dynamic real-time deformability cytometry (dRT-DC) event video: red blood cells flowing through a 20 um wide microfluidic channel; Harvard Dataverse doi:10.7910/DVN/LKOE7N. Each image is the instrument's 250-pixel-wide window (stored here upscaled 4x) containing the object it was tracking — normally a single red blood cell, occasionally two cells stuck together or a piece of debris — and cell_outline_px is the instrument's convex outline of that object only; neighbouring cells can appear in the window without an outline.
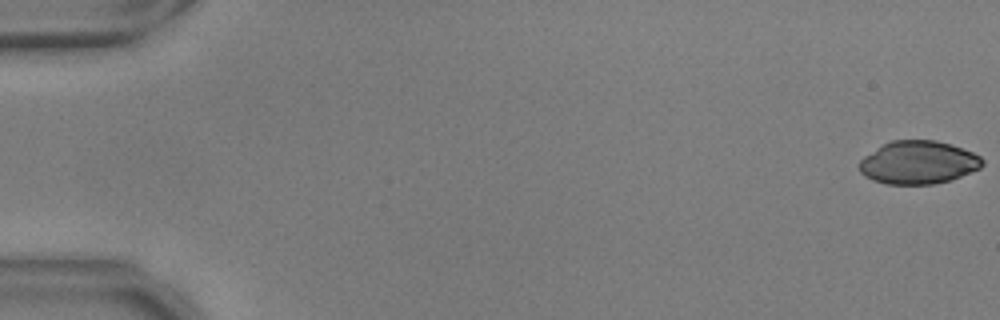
{"species": "common noctule bat (a hibernating species)", "species_latin": "Nyctalus noctula", "temperature_condition": "warm", "stored_images_in_passage": 55, "camera_frame_rate_fps": 3000, "um_per_image_px": 0.085, "animal": {"sex": "male", "body_mass_g": 17.9, "forearm_length_mm": 54.2}, "frame": {"image": 1, "passage_image": 1, "time_ms": 0.0, "image_size_px": [1000, 320], "cell_outline_px": [[984, 164], [980, 168], [972, 172], [952, 180], [932, 184], [888, 184], [872, 180], [864, 176], [860, 172], [860, 160], [864, 156], [884, 144], [892, 140], [936, 140], [952, 144], [972, 152], [980, 156], [984, 160]], "centroid_in_image_um": [78.08, 13.81], "position_along_channel_um": 6.9, "area_um2": 30.98}}
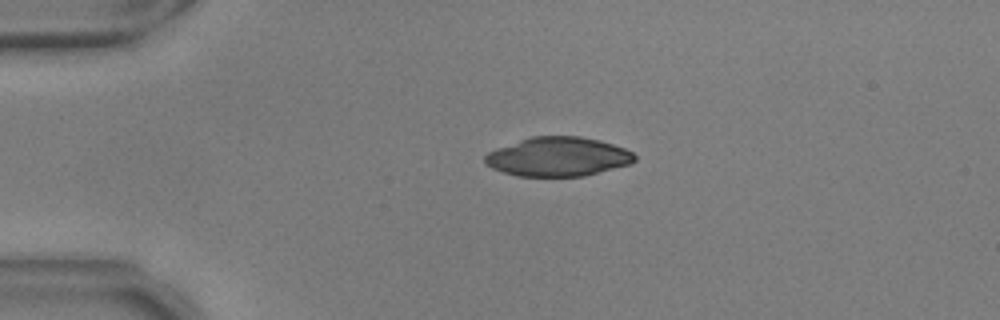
{"frame": {"image": 2, "passage_image": 13, "time_ms": 4.0, "image_size_px": [1000, 320], "cell_outline_px": [[636, 160], [632, 164], [584, 176], [516, 176], [492, 168], [484, 164], [484, 156], [488, 152], [496, 148], [532, 136], [580, 136], [600, 140], [624, 148], [632, 152], [636, 156]], "centroid_in_image_um": [47.44, 13.32], "position_along_channel_um": 37.6, "area_um2": 34.28}}